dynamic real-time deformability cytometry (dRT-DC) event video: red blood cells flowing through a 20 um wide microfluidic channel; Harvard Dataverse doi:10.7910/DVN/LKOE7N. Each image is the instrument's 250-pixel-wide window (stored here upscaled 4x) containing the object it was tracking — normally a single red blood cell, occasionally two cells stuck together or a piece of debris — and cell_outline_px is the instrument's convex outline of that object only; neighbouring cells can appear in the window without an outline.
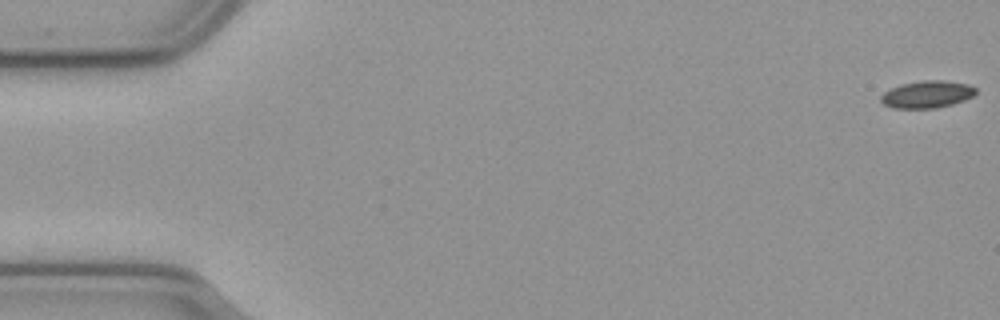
{"species": "common noctule bat (a hibernating species)", "species_latin": "Nyctalus noctula", "temperature_condition": "cold", "stored_images_in_passage": 57, "camera_frame_rate_fps": 3000, "um_per_image_px": 0.085, "animal": {"sex": "male", "body_mass_g": 23.1, "forearm_length_mm": 52.7}, "frame": {"image": 1, "passage_image": 1, "time_ms": 0.0, "image_size_px": [1000, 320], "cell_outline_px": [[976, 92], [972, 96], [964, 100], [952, 104], [936, 108], [892, 108], [884, 104], [880, 100], [880, 96], [884, 92], [892, 88], [904, 84], [924, 80], [944, 80], [968, 84], [976, 88]], "centroid_in_image_um": [78.81, 8.02], "position_along_channel_um": 6.2, "area_um2": 14.91}}
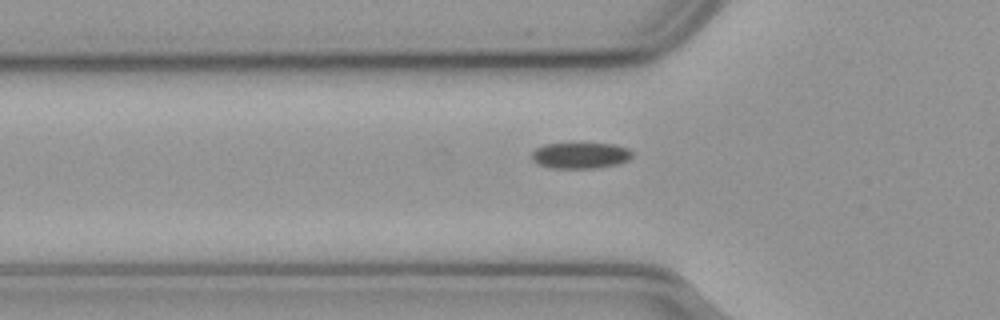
{"frame": {"image": 2, "passage_image": 19, "time_ms": 6.0, "image_size_px": [1000, 320], "cell_outline_px": [[632, 156], [628, 160], [620, 164], [596, 168], [552, 168], [536, 164], [532, 160], [532, 152], [536, 148], [544, 144], [580, 140], [616, 144], [628, 148], [632, 152]], "centroid_in_image_um": [49.34, 13.15], "position_along_channel_um": 76.5, "area_um2": 16.36}}
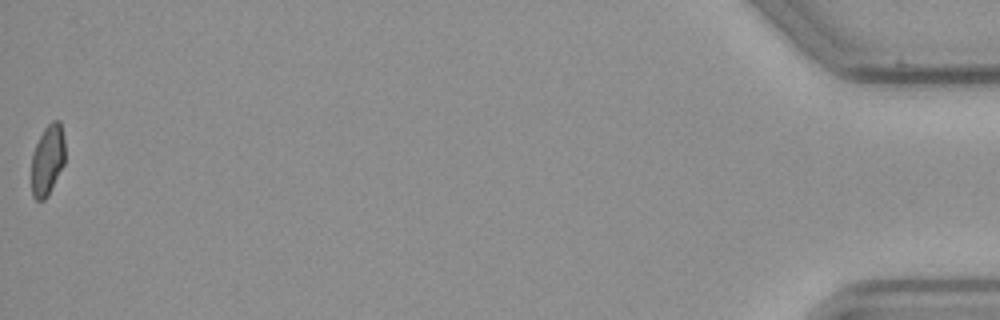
{"frame": {"image": 3, "passage_image": 57, "time_ms": 18.667, "image_size_px": [1000, 320], "cell_outline_px": [[64, 164], [48, 196], [44, 200], [36, 200], [32, 196], [32, 152], [44, 128], [52, 120], [60, 120], [64, 136]], "centroid_in_image_um": [4.04, 13.59], "position_along_channel_um": 431.2, "area_um2": 13.87}, "authors_computed_cell_mechanics": {"area_um2": 15.2592, "velocity_mm_per_s": 3.6453, "shape_relaxation_time_tau1_ms": 8.7508, "shape_relaxation_time_tau2_ms": 3.6966, "deformation_change_tau1": 0.1059, "deformation_change_tau2": 0.0742}}